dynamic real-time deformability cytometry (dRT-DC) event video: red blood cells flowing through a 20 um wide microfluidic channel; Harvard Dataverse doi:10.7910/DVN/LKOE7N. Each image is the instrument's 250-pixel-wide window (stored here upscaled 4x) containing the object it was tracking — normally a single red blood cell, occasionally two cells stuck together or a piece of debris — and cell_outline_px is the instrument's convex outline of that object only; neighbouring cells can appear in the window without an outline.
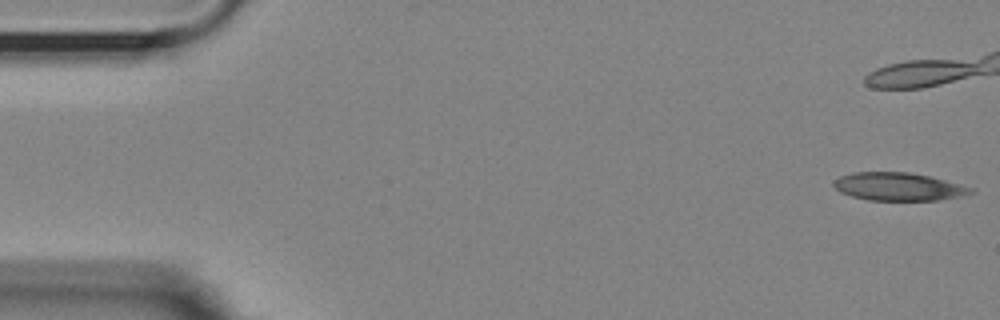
{"species": "Egyptian fruit bat (a non-hibernating species)", "species_latin": "Rousettus aegyptiacus", "temperature_condition": "room temperature", "stored_images_in_passage": 16, "camera_frame_rate_fps": 3000, "um_per_image_px": 0.085, "animal": {"sex": "female"}, "frame": {"image": 1, "passage_image": 1, "time_ms": 0.0, "image_size_px": [1000, 320], "cell_outline_px": [[972, 192], [956, 196], [936, 200], [868, 200], [852, 196], [840, 192], [832, 184], [832, 180], [840, 176], [856, 172], [908, 172], [928, 176], [960, 184], [972, 188]], "centroid_in_image_um": [76.28, 15.85], "position_along_channel_um": 8.7, "area_um2": 21.96}}